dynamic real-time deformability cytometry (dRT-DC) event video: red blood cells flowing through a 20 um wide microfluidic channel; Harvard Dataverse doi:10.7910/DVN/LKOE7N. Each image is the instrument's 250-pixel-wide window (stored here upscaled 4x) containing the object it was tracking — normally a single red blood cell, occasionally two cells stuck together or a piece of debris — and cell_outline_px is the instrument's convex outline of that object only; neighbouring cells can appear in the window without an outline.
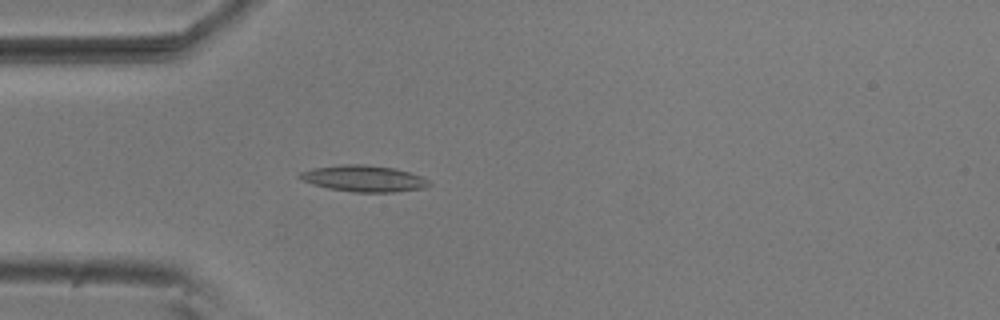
{"species": "common noctule bat (a hibernating species)", "species_latin": "Nyctalus noctula", "temperature_condition": "room temperature", "stored_images_in_passage": 52, "camera_frame_rate_fps": 3000, "um_per_image_px": 0.085, "animal": {"sex": "male", "body_mass_g": 20.5, "forearm_length_mm": 52.5}, "frame": {"image": 1, "passage_image": 13, "time_ms": 4.0, "image_size_px": [1000, 320], "cell_outline_px": [[432, 184], [424, 188], [396, 192], [352, 192], [328, 188], [312, 184], [300, 180], [296, 176], [300, 172], [312, 168], [340, 164], [364, 164], [396, 168], [420, 176], [428, 180]], "centroid_in_image_um": [30.88, 15.17], "position_along_channel_um": 54.1, "area_um2": 20.06}}
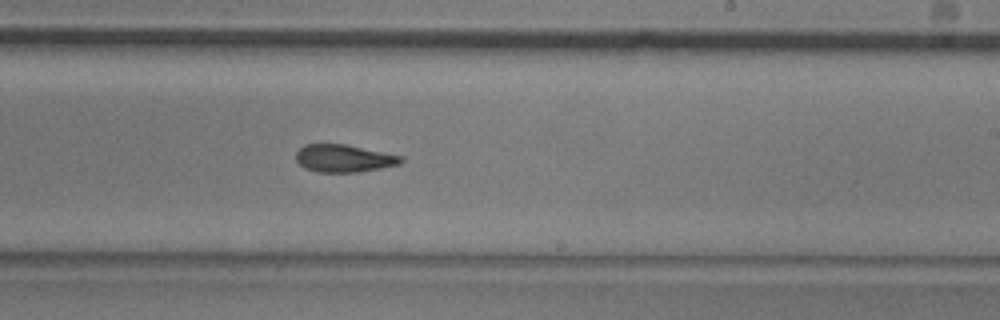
{"frame": {"image": 2, "passage_image": 30, "time_ms": 9.667, "image_size_px": [1000, 320], "cell_outline_px": [[404, 160], [400, 164], [380, 168], [356, 172], [316, 172], [304, 168], [296, 160], [296, 152], [304, 144], [348, 144], [400, 156]], "centroid_in_image_um": [29.19, 13.45], "position_along_channel_um": 259.8, "area_um2": 16.82}}
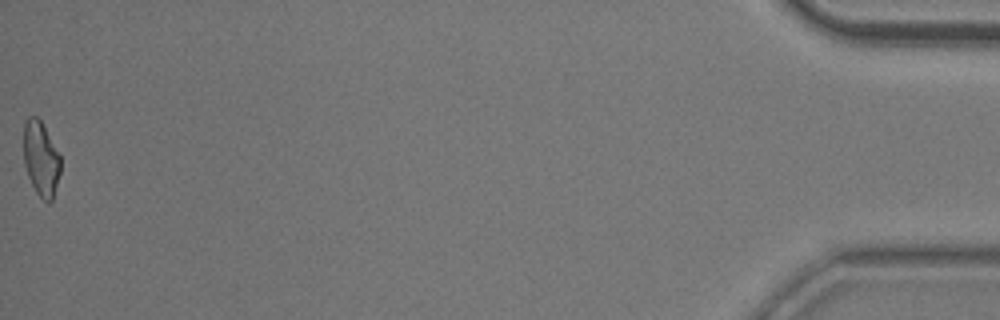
{"frame": {"image": 3, "passage_image": 52, "time_ms": 17.0, "image_size_px": [1000, 320], "cell_outline_px": [[60, 172], [52, 200], [48, 204], [36, 192], [28, 176], [24, 164], [24, 124], [28, 116], [36, 116], [40, 120], [60, 156]], "centroid_in_image_um": [3.47, 13.5], "position_along_channel_um": 431.7, "area_um2": 15.78}, "authors_computed_cell_mechanics": {"area_um2": 17.3111, "velocity_mm_per_s": 3.7247, "shape_relaxation_time_tau1_ms": 7.4586, "shape_relaxation_time_tau2_ms": 5.8788, "deformation_change_tau1": 0.2001, "deformation_change_tau2": 0.1053}}